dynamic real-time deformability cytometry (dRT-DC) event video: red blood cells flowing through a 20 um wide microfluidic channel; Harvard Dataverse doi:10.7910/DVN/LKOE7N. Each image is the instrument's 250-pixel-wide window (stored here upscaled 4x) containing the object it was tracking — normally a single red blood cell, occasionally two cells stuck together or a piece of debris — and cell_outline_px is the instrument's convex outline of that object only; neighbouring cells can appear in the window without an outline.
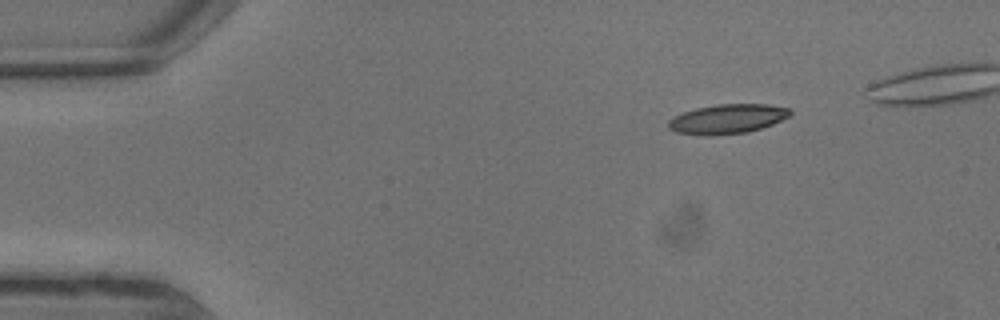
{"species": "common noctule bat (a hibernating species)", "species_latin": "Nyctalus noctula", "temperature_condition": "warm", "stored_images_in_passage": 5, "camera_frame_rate_fps": 3000, "um_per_image_px": 0.085, "animal": {"sex": "male", "body_mass_g": 13.3}, "frame": {"image": 1, "passage_image": 1, "time_ms": 0.0, "image_size_px": [1000, 320], "cell_outline_px": [[792, 112], [788, 116], [772, 124], [748, 132], [708, 136], [704, 136], [676, 132], [668, 128], [668, 120], [684, 112], [696, 108], [716, 104], [768, 104], [792, 108]], "centroid_in_image_um": [61.83, 10.11], "position_along_channel_um": 23.2, "area_um2": 20.92}}